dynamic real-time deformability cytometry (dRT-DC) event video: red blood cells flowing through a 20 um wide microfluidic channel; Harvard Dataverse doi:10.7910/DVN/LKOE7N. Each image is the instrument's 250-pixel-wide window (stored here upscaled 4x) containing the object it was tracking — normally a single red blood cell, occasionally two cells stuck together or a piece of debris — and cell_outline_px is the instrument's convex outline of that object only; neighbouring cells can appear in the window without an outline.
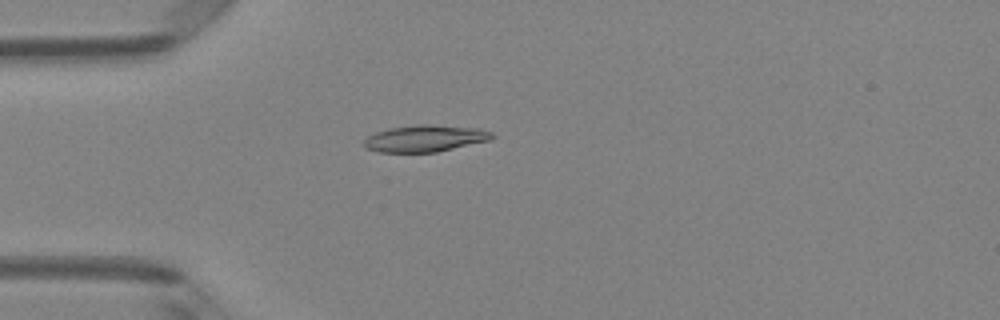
{"species": "Egyptian fruit bat (a non-hibernating species)", "species_latin": "Rousettus aegyptiacus", "temperature_condition": "room temperature", "stored_images_in_passage": 5, "camera_frame_rate_fps": 3000, "um_per_image_px": 0.085, "animal": {"sex": "female"}, "frame": {"image": 1, "passage_image": 4, "time_ms": 1.0, "image_size_px": [1000, 320], "cell_outline_px": [[496, 136], [488, 140], [436, 152], [380, 152], [364, 148], [364, 140], [368, 136], [376, 132], [388, 128], [416, 124], [432, 124], [480, 128], [492, 132]], "centroid_in_image_um": [36.12, 11.75], "position_along_channel_um": 48.9, "area_um2": 20.0}}